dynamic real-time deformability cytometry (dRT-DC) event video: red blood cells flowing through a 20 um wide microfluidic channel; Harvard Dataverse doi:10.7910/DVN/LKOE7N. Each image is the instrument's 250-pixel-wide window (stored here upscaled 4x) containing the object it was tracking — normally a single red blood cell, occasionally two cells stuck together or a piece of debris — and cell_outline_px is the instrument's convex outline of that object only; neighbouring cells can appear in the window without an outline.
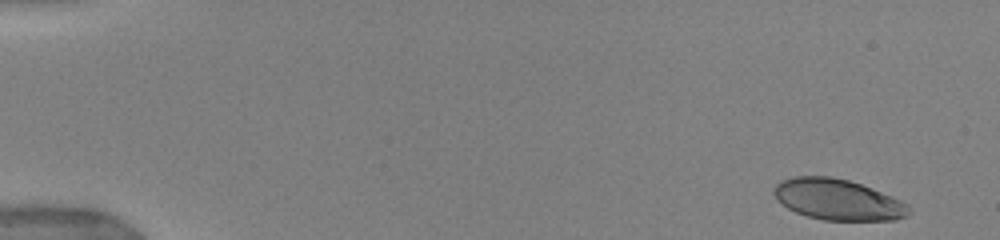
{"species": "human", "species_latin": "Homo sapiens", "temperature_condition": "warm", "stored_images_in_passage": 5, "camera_frame_rate_fps": 3000, "um_per_image_px": 0.085, "donor": {"sex": "female"}, "frame": {"image": 1, "passage_image": 1, "time_ms": 0.0, "image_size_px": [1000, 240], "cell_outline_px": [[912, 212], [908, 216], [896, 220], [824, 220], [808, 216], [796, 212], [788, 208], [776, 200], [772, 192], [776, 184], [780, 180], [792, 176], [832, 176], [848, 180], [872, 188], [892, 196], [908, 204], [912, 208]], "centroid_in_image_um": [71.22, 16.96], "position_along_channel_um": 13.8, "area_um2": 32.48}}